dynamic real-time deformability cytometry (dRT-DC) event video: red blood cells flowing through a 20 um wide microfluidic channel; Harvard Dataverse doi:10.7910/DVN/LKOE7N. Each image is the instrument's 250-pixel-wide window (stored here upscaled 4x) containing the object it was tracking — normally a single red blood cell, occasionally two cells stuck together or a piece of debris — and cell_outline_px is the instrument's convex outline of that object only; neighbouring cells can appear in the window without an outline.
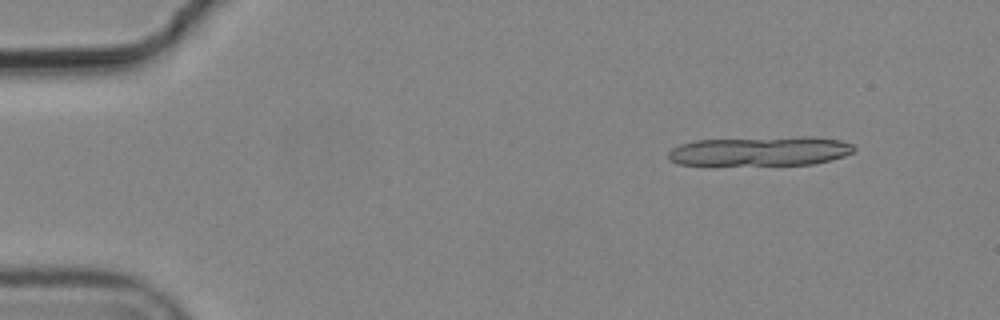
{"species": "common noctule bat (a hibernating species)", "species_latin": "Nyctalus noctula", "temperature_condition": "cold", "stored_images_in_passage": 4, "camera_frame_rate_fps": 3000, "um_per_image_px": 0.085, "animal": {"sex": "male", "body_mass_g": 19.2, "forearm_length_mm": 51.8}, "frame": {"image": 1, "passage_image": 2, "time_ms": 0.333, "image_size_px": [1000, 320], "cell_outline_px": [[856, 148], [852, 152], [844, 156], [812, 164], [676, 164], [668, 156], [668, 152], [672, 148], [680, 144], [696, 140], [796, 136], [816, 136], [840, 140], [852, 144]], "centroid_in_image_um": [64.66, 12.82], "position_along_channel_um": 20.3, "area_um2": 31.62}}